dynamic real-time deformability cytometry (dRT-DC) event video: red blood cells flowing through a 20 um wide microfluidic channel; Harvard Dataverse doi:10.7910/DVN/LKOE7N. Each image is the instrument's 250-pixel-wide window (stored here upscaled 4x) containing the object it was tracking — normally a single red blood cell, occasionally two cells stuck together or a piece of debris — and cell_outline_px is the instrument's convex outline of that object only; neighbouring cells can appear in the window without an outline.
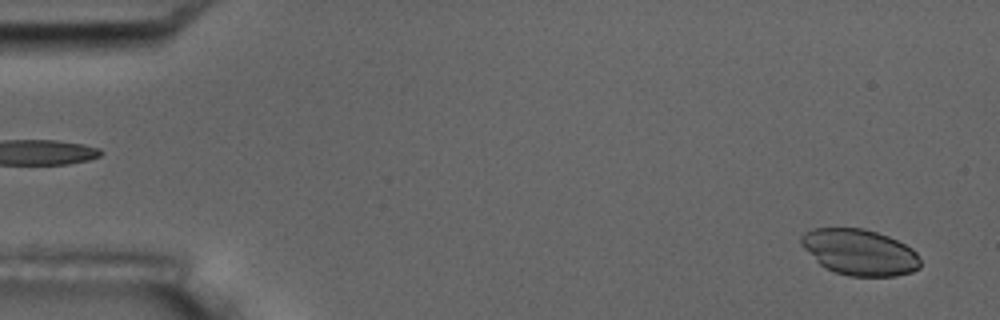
{"species": "common noctule bat (a hibernating species)", "species_latin": "Nyctalus noctula", "temperature_condition": "room temperature", "stored_images_in_passage": 5, "segment_of_instrument_passage": [2, 2], "camera_frame_rate_fps": 3000, "um_per_image_px": 0.085, "animal": {"sex": "male", "body_mass_g": 17.5, "forearm_length_mm": 52.3}, "frame": {"image": 1, "passage_image": 5, "time_ms": 4.667, "image_size_px": [1000, 320], "cell_outline_px": [[920, 268], [912, 272], [896, 276], [848, 276], [824, 268], [800, 244], [800, 236], [804, 232], [812, 228], [864, 228], [888, 236], [912, 248], [916, 252], [920, 260]], "centroid_in_image_um": [73.06, 21.44], "position_along_channel_um": 11.9, "area_um2": 32.02}}